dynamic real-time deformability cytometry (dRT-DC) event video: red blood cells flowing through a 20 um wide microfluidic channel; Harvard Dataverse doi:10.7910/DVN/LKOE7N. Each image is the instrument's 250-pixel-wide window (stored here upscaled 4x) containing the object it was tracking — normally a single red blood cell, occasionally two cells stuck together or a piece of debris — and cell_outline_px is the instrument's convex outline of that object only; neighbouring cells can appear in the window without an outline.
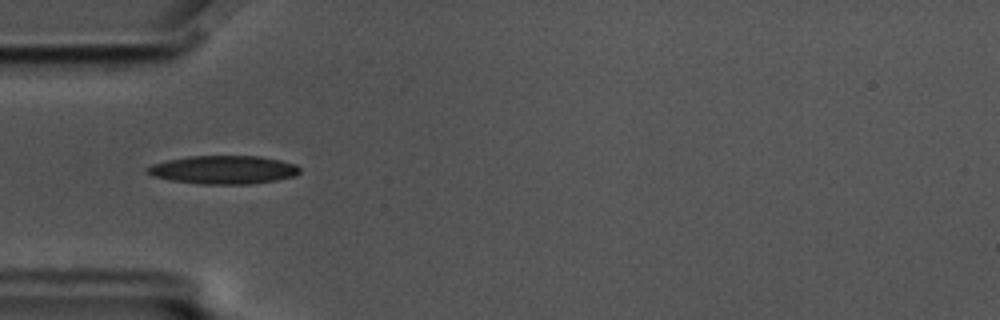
{"species": "common noctule bat (a hibernating species)", "species_latin": "Nyctalus noctula", "temperature_condition": "cold", "stored_images_in_passage": 43, "camera_frame_rate_fps": 3000, "um_per_image_px": 0.085, "animal": {"sex": "male", "body_mass_g": 17.5, "forearm_length_mm": 52.3}, "frame": {"image": 1, "passage_image": 4, "time_ms": 1.0, "image_size_px": [1000, 320], "cell_outline_px": [[300, 172], [296, 176], [276, 180], [248, 184], [200, 184], [172, 180], [152, 176], [144, 172], [144, 168], [152, 164], [168, 160], [188, 156], [260, 156], [280, 160], [296, 164], [300, 168]], "centroid_in_image_um": [18.98, 14.43], "position_along_channel_um": 66.0, "area_um2": 25.32}}
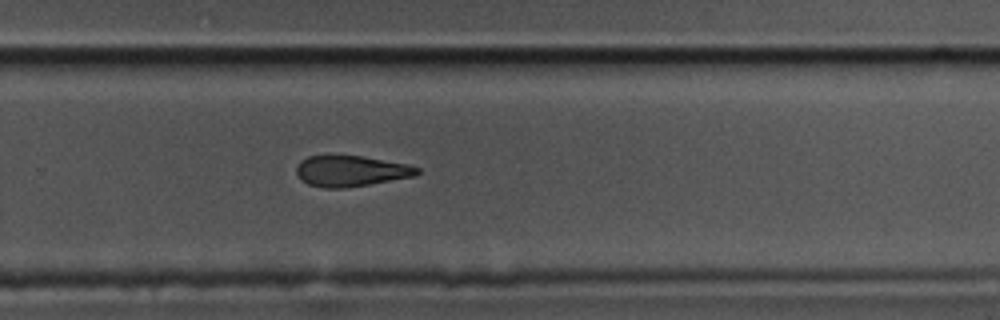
{"frame": {"image": 2, "passage_image": 24, "time_ms": 7.667, "image_size_px": [1000, 320], "cell_outline_px": [[420, 172], [416, 176], [344, 188], [324, 188], [308, 184], [300, 180], [296, 172], [296, 168], [300, 160], [308, 156], [360, 156], [408, 164], [420, 168]], "centroid_in_image_um": [29.82, 14.54], "position_along_channel_um": 300.0, "area_um2": 21.62}}
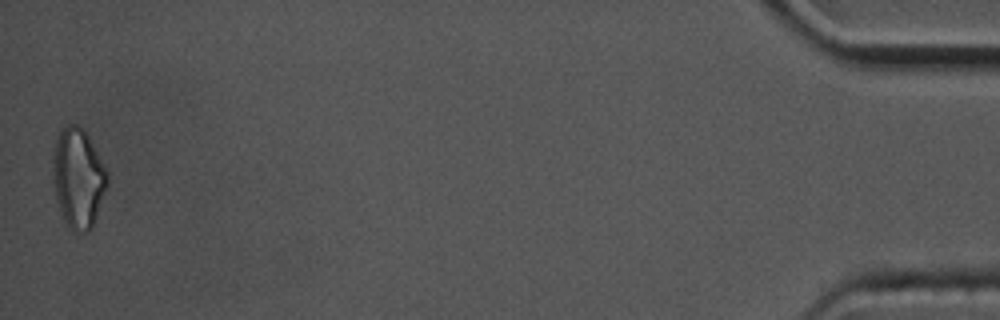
{"frame": {"image": 3, "passage_image": 43, "time_ms": 14.0, "image_size_px": [1000, 320], "cell_outline_px": [[108, 184], [92, 228], [88, 232], [72, 232], [64, 224], [56, 200], [52, 180], [52, 148], [60, 128], [68, 124], [76, 124], [84, 128], [108, 172]], "centroid_in_image_um": [6.61, 15.14], "position_along_channel_um": 428.6, "area_um2": 32.48}, "authors_computed_cell_mechanics": {"area_um2": 23.409, "velocity_mm_per_s": 3.5201, "shape_relaxation_time_tau1_ms": 8.4227, "shape_relaxation_time_tau2_ms": null, "deformation_change_tau1": 0.1625, "deformation_change_tau2": null}}